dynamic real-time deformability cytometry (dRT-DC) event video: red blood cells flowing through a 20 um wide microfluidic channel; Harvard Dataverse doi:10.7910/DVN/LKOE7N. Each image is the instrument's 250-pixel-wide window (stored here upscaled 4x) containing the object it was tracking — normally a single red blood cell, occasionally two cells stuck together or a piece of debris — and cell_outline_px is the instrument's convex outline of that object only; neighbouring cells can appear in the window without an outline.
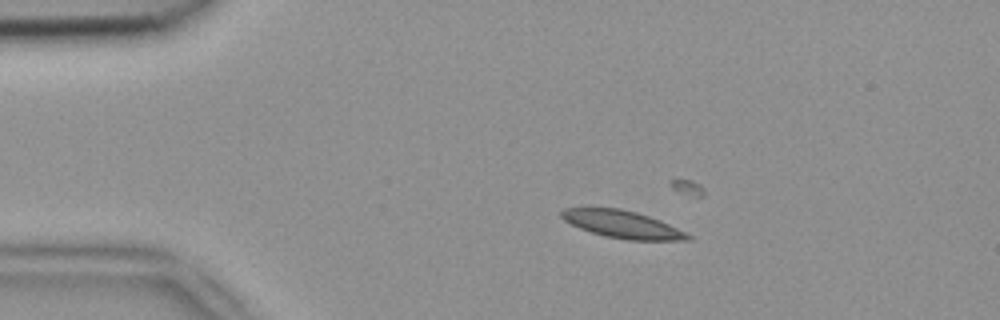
{"species": "common noctule bat (a hibernating species)", "species_latin": "Nyctalus noctula", "temperature_condition": "room temperature", "stored_images_in_passage": 16, "camera_frame_rate_fps": 3000, "um_per_image_px": 0.085, "animal": {"sex": "female", "body_mass_g": 18.4}, "frame": {"image": 1, "passage_image": 10, "time_ms": 3.0, "image_size_px": [1000, 320], "cell_outline_px": [[692, 240], [628, 240], [604, 236], [580, 228], [564, 220], [560, 216], [560, 212], [564, 208], [588, 204], [620, 208], [636, 212], [660, 220], [692, 236]], "centroid_in_image_um": [52.79, 19.01], "position_along_channel_um": 32.2, "area_um2": 20.81}}